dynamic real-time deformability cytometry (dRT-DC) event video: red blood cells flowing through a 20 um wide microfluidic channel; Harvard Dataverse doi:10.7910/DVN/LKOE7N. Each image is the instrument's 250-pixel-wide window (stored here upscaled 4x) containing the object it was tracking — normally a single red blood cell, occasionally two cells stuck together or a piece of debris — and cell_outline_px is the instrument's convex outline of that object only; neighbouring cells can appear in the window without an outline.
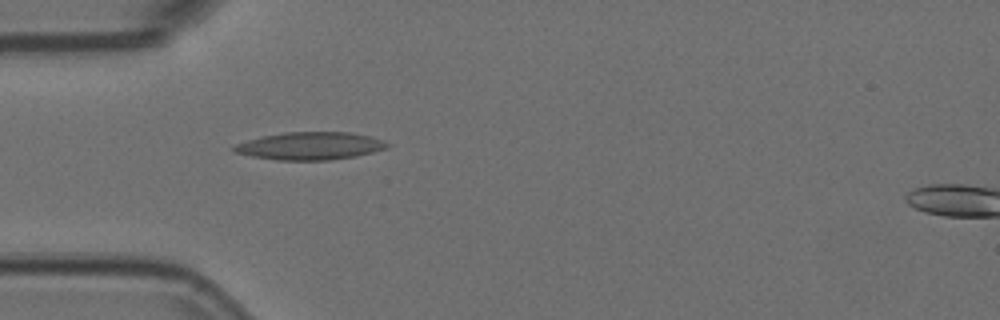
{"species": "Egyptian fruit bat (a non-hibernating species)", "species_latin": "Rousettus aegyptiacus", "temperature_condition": "room temperature", "stored_images_in_passage": 6, "camera_frame_rate_fps": 3000, "um_per_image_px": 0.085, "animal": {"sex": "female"}, "frame": {"image": 1, "passage_image": 1, "time_ms": 0.0, "image_size_px": [1000, 320], "cell_outline_px": [[392, 144], [388, 148], [356, 156], [328, 160], [280, 160], [252, 156], [236, 152], [232, 148], [236, 144], [260, 136], [284, 132], [352, 132], [384, 140]], "centroid_in_image_um": [26.41, 12.39], "position_along_channel_um": 58.6, "area_um2": 24.68}}
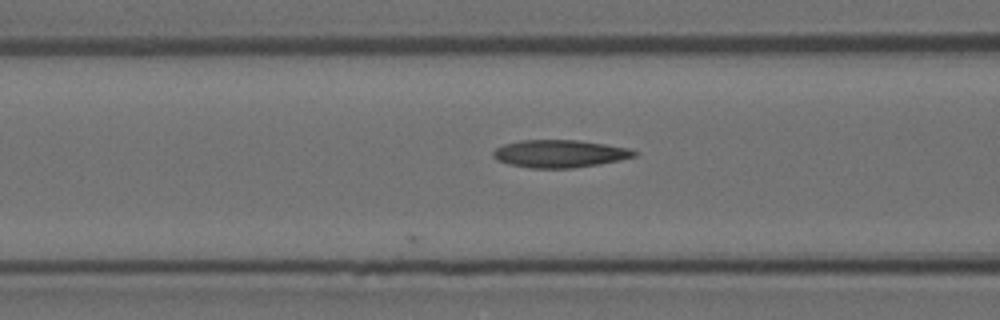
{"frame": {"image": 2, "passage_image": 6, "time_ms": 1.667, "image_size_px": [1000, 320], "cell_outline_px": [[640, 152], [636, 156], [596, 164], [572, 168], [528, 168], [508, 164], [496, 160], [492, 156], [492, 152], [496, 148], [504, 144], [520, 140], [576, 140], [604, 144], [628, 148]], "centroid_in_image_um": [47.52, 13.06], "position_along_channel_um": 119.1, "area_um2": 22.6}}